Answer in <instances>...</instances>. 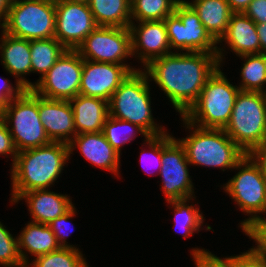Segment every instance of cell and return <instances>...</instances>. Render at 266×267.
<instances>
[{
  "label": "cell",
  "mask_w": 266,
  "mask_h": 267,
  "mask_svg": "<svg viewBox=\"0 0 266 267\" xmlns=\"http://www.w3.org/2000/svg\"><path fill=\"white\" fill-rule=\"evenodd\" d=\"M219 67L217 53L173 52L151 60L141 69L183 116Z\"/></svg>",
  "instance_id": "obj_1"
},
{
  "label": "cell",
  "mask_w": 266,
  "mask_h": 267,
  "mask_svg": "<svg viewBox=\"0 0 266 267\" xmlns=\"http://www.w3.org/2000/svg\"><path fill=\"white\" fill-rule=\"evenodd\" d=\"M70 161L69 146L64 142L19 151L10 169L13 203L22 193L36 189H50L61 177Z\"/></svg>",
  "instance_id": "obj_2"
},
{
  "label": "cell",
  "mask_w": 266,
  "mask_h": 267,
  "mask_svg": "<svg viewBox=\"0 0 266 267\" xmlns=\"http://www.w3.org/2000/svg\"><path fill=\"white\" fill-rule=\"evenodd\" d=\"M180 117L189 135L178 140L185 148L190 165L218 168L223 172L227 169L233 171L246 156L223 129L201 128Z\"/></svg>",
  "instance_id": "obj_3"
},
{
  "label": "cell",
  "mask_w": 266,
  "mask_h": 267,
  "mask_svg": "<svg viewBox=\"0 0 266 267\" xmlns=\"http://www.w3.org/2000/svg\"><path fill=\"white\" fill-rule=\"evenodd\" d=\"M234 169L237 173L221 188L248 216L239 224L241 232L247 236L266 219L263 215H266V179L248 154Z\"/></svg>",
  "instance_id": "obj_4"
},
{
  "label": "cell",
  "mask_w": 266,
  "mask_h": 267,
  "mask_svg": "<svg viewBox=\"0 0 266 267\" xmlns=\"http://www.w3.org/2000/svg\"><path fill=\"white\" fill-rule=\"evenodd\" d=\"M147 74L141 70L131 72L108 102L109 116L138 125L149 136L167 132L153 118L151 88Z\"/></svg>",
  "instance_id": "obj_5"
},
{
  "label": "cell",
  "mask_w": 266,
  "mask_h": 267,
  "mask_svg": "<svg viewBox=\"0 0 266 267\" xmlns=\"http://www.w3.org/2000/svg\"><path fill=\"white\" fill-rule=\"evenodd\" d=\"M220 68L207 80L197 101L183 115L195 126L224 129L230 120L240 89Z\"/></svg>",
  "instance_id": "obj_6"
},
{
  "label": "cell",
  "mask_w": 266,
  "mask_h": 267,
  "mask_svg": "<svg viewBox=\"0 0 266 267\" xmlns=\"http://www.w3.org/2000/svg\"><path fill=\"white\" fill-rule=\"evenodd\" d=\"M246 154L266 140V93L240 90L223 129Z\"/></svg>",
  "instance_id": "obj_7"
},
{
  "label": "cell",
  "mask_w": 266,
  "mask_h": 267,
  "mask_svg": "<svg viewBox=\"0 0 266 267\" xmlns=\"http://www.w3.org/2000/svg\"><path fill=\"white\" fill-rule=\"evenodd\" d=\"M55 0H12L1 29L26 40L55 36Z\"/></svg>",
  "instance_id": "obj_8"
},
{
  "label": "cell",
  "mask_w": 266,
  "mask_h": 267,
  "mask_svg": "<svg viewBox=\"0 0 266 267\" xmlns=\"http://www.w3.org/2000/svg\"><path fill=\"white\" fill-rule=\"evenodd\" d=\"M3 120L17 152L52 142L40 120L38 95L31 89H26L3 109Z\"/></svg>",
  "instance_id": "obj_9"
},
{
  "label": "cell",
  "mask_w": 266,
  "mask_h": 267,
  "mask_svg": "<svg viewBox=\"0 0 266 267\" xmlns=\"http://www.w3.org/2000/svg\"><path fill=\"white\" fill-rule=\"evenodd\" d=\"M171 52L217 53L218 42L203 26L195 10L181 0L164 19ZM177 50V51H176Z\"/></svg>",
  "instance_id": "obj_10"
},
{
  "label": "cell",
  "mask_w": 266,
  "mask_h": 267,
  "mask_svg": "<svg viewBox=\"0 0 266 267\" xmlns=\"http://www.w3.org/2000/svg\"><path fill=\"white\" fill-rule=\"evenodd\" d=\"M169 131L161 134V190L165 201L196 196L184 146Z\"/></svg>",
  "instance_id": "obj_11"
},
{
  "label": "cell",
  "mask_w": 266,
  "mask_h": 267,
  "mask_svg": "<svg viewBox=\"0 0 266 267\" xmlns=\"http://www.w3.org/2000/svg\"><path fill=\"white\" fill-rule=\"evenodd\" d=\"M82 70L80 54L67 49L41 79L33 82L31 90L47 99L69 101L79 94Z\"/></svg>",
  "instance_id": "obj_12"
},
{
  "label": "cell",
  "mask_w": 266,
  "mask_h": 267,
  "mask_svg": "<svg viewBox=\"0 0 266 267\" xmlns=\"http://www.w3.org/2000/svg\"><path fill=\"white\" fill-rule=\"evenodd\" d=\"M76 51L82 59L130 65L127 61L132 58L130 29L129 27L98 26L87 35Z\"/></svg>",
  "instance_id": "obj_13"
},
{
  "label": "cell",
  "mask_w": 266,
  "mask_h": 267,
  "mask_svg": "<svg viewBox=\"0 0 266 267\" xmlns=\"http://www.w3.org/2000/svg\"><path fill=\"white\" fill-rule=\"evenodd\" d=\"M55 38L69 50H76L98 25L88 3L55 0Z\"/></svg>",
  "instance_id": "obj_14"
},
{
  "label": "cell",
  "mask_w": 266,
  "mask_h": 267,
  "mask_svg": "<svg viewBox=\"0 0 266 267\" xmlns=\"http://www.w3.org/2000/svg\"><path fill=\"white\" fill-rule=\"evenodd\" d=\"M140 68L131 65L94 62L83 59L79 94L109 102L111 96L131 72Z\"/></svg>",
  "instance_id": "obj_15"
},
{
  "label": "cell",
  "mask_w": 266,
  "mask_h": 267,
  "mask_svg": "<svg viewBox=\"0 0 266 267\" xmlns=\"http://www.w3.org/2000/svg\"><path fill=\"white\" fill-rule=\"evenodd\" d=\"M136 23L131 22L129 26L131 53L133 58L141 61V67L153 59L172 53L164 20Z\"/></svg>",
  "instance_id": "obj_16"
},
{
  "label": "cell",
  "mask_w": 266,
  "mask_h": 267,
  "mask_svg": "<svg viewBox=\"0 0 266 267\" xmlns=\"http://www.w3.org/2000/svg\"><path fill=\"white\" fill-rule=\"evenodd\" d=\"M222 42H225L224 45ZM222 43V44H220ZM217 57L220 66L225 59V45L236 56L260 54V40L256 31V23L243 12L233 13L230 17L226 33L218 41ZM224 51V52H223Z\"/></svg>",
  "instance_id": "obj_17"
},
{
  "label": "cell",
  "mask_w": 266,
  "mask_h": 267,
  "mask_svg": "<svg viewBox=\"0 0 266 267\" xmlns=\"http://www.w3.org/2000/svg\"><path fill=\"white\" fill-rule=\"evenodd\" d=\"M68 146L69 157L77 148L90 165L120 177L121 155L109 144L103 132L77 134Z\"/></svg>",
  "instance_id": "obj_18"
},
{
  "label": "cell",
  "mask_w": 266,
  "mask_h": 267,
  "mask_svg": "<svg viewBox=\"0 0 266 267\" xmlns=\"http://www.w3.org/2000/svg\"><path fill=\"white\" fill-rule=\"evenodd\" d=\"M38 112L46 134L52 142L68 144L76 136L69 101L47 99L38 95Z\"/></svg>",
  "instance_id": "obj_19"
},
{
  "label": "cell",
  "mask_w": 266,
  "mask_h": 267,
  "mask_svg": "<svg viewBox=\"0 0 266 267\" xmlns=\"http://www.w3.org/2000/svg\"><path fill=\"white\" fill-rule=\"evenodd\" d=\"M0 35V60L4 70L15 77V83L31 89L33 82L26 77L31 73L30 40L11 36L2 29Z\"/></svg>",
  "instance_id": "obj_20"
},
{
  "label": "cell",
  "mask_w": 266,
  "mask_h": 267,
  "mask_svg": "<svg viewBox=\"0 0 266 267\" xmlns=\"http://www.w3.org/2000/svg\"><path fill=\"white\" fill-rule=\"evenodd\" d=\"M25 200L31 216V222L48 224L66 213L73 205L68 194H61L50 189H36L22 193L13 203Z\"/></svg>",
  "instance_id": "obj_21"
},
{
  "label": "cell",
  "mask_w": 266,
  "mask_h": 267,
  "mask_svg": "<svg viewBox=\"0 0 266 267\" xmlns=\"http://www.w3.org/2000/svg\"><path fill=\"white\" fill-rule=\"evenodd\" d=\"M72 107L76 135L99 133L109 115L108 101L78 94L69 100Z\"/></svg>",
  "instance_id": "obj_22"
},
{
  "label": "cell",
  "mask_w": 266,
  "mask_h": 267,
  "mask_svg": "<svg viewBox=\"0 0 266 267\" xmlns=\"http://www.w3.org/2000/svg\"><path fill=\"white\" fill-rule=\"evenodd\" d=\"M26 224L20 234L17 235L19 252L25 266L30 262L28 254L35 258L61 248L48 224L31 221Z\"/></svg>",
  "instance_id": "obj_23"
},
{
  "label": "cell",
  "mask_w": 266,
  "mask_h": 267,
  "mask_svg": "<svg viewBox=\"0 0 266 267\" xmlns=\"http://www.w3.org/2000/svg\"><path fill=\"white\" fill-rule=\"evenodd\" d=\"M198 14L210 35L218 42L226 33L230 17L234 13L227 0H185Z\"/></svg>",
  "instance_id": "obj_24"
},
{
  "label": "cell",
  "mask_w": 266,
  "mask_h": 267,
  "mask_svg": "<svg viewBox=\"0 0 266 267\" xmlns=\"http://www.w3.org/2000/svg\"><path fill=\"white\" fill-rule=\"evenodd\" d=\"M195 200L196 196L186 199L166 201L170 208H172L173 215H175L173 217V227L182 233L184 239L190 236L192 237V235L199 233L202 229L214 232L210 225H204V220L206 219L199 206H197L198 202L197 204L192 202ZM193 203H195V205ZM202 226L205 227L203 228Z\"/></svg>",
  "instance_id": "obj_25"
},
{
  "label": "cell",
  "mask_w": 266,
  "mask_h": 267,
  "mask_svg": "<svg viewBox=\"0 0 266 267\" xmlns=\"http://www.w3.org/2000/svg\"><path fill=\"white\" fill-rule=\"evenodd\" d=\"M131 0H89L88 5L98 26L129 27Z\"/></svg>",
  "instance_id": "obj_26"
},
{
  "label": "cell",
  "mask_w": 266,
  "mask_h": 267,
  "mask_svg": "<svg viewBox=\"0 0 266 267\" xmlns=\"http://www.w3.org/2000/svg\"><path fill=\"white\" fill-rule=\"evenodd\" d=\"M31 73L41 79L67 50L55 37L30 40Z\"/></svg>",
  "instance_id": "obj_27"
},
{
  "label": "cell",
  "mask_w": 266,
  "mask_h": 267,
  "mask_svg": "<svg viewBox=\"0 0 266 267\" xmlns=\"http://www.w3.org/2000/svg\"><path fill=\"white\" fill-rule=\"evenodd\" d=\"M238 57L245 59L239 74L242 78L237 84L239 89L266 93V55L260 53Z\"/></svg>",
  "instance_id": "obj_28"
},
{
  "label": "cell",
  "mask_w": 266,
  "mask_h": 267,
  "mask_svg": "<svg viewBox=\"0 0 266 267\" xmlns=\"http://www.w3.org/2000/svg\"><path fill=\"white\" fill-rule=\"evenodd\" d=\"M102 132L109 144L120 155H122L121 148L125 144L131 143V141H133L138 134L144 137V139L149 137V135L138 125L116 119L109 115L104 123Z\"/></svg>",
  "instance_id": "obj_29"
},
{
  "label": "cell",
  "mask_w": 266,
  "mask_h": 267,
  "mask_svg": "<svg viewBox=\"0 0 266 267\" xmlns=\"http://www.w3.org/2000/svg\"><path fill=\"white\" fill-rule=\"evenodd\" d=\"M181 0H131V22L159 21L175 11Z\"/></svg>",
  "instance_id": "obj_30"
},
{
  "label": "cell",
  "mask_w": 266,
  "mask_h": 267,
  "mask_svg": "<svg viewBox=\"0 0 266 267\" xmlns=\"http://www.w3.org/2000/svg\"><path fill=\"white\" fill-rule=\"evenodd\" d=\"M85 254L77 248L59 250L35 257L26 267H89Z\"/></svg>",
  "instance_id": "obj_31"
},
{
  "label": "cell",
  "mask_w": 266,
  "mask_h": 267,
  "mask_svg": "<svg viewBox=\"0 0 266 267\" xmlns=\"http://www.w3.org/2000/svg\"><path fill=\"white\" fill-rule=\"evenodd\" d=\"M0 266L2 267H26L19 252L18 237L12 233L0 221Z\"/></svg>",
  "instance_id": "obj_32"
},
{
  "label": "cell",
  "mask_w": 266,
  "mask_h": 267,
  "mask_svg": "<svg viewBox=\"0 0 266 267\" xmlns=\"http://www.w3.org/2000/svg\"><path fill=\"white\" fill-rule=\"evenodd\" d=\"M143 145L146 146V148H149V151H147V152L141 148L140 160H141V165L143 164L142 168L144 167L143 168L144 172L149 174V176L156 175V173H157V175H159V171H160L161 165H162V162H161V135L149 136L147 139L143 140L142 146ZM150 165H151V168L154 165L153 169H154V167H156L158 169V171L155 169L154 171L156 173L155 172L152 173V172H150V170H153V169H150V168L146 169L147 166H150ZM147 170H149V171H147Z\"/></svg>",
  "instance_id": "obj_33"
},
{
  "label": "cell",
  "mask_w": 266,
  "mask_h": 267,
  "mask_svg": "<svg viewBox=\"0 0 266 267\" xmlns=\"http://www.w3.org/2000/svg\"><path fill=\"white\" fill-rule=\"evenodd\" d=\"M76 213H77V209L73 205L66 213H64L63 215L55 218L50 223H48V226L51 228V231L56 236L58 244L61 247H64V248L71 247V248L80 249L76 247L75 245L67 242L68 241L67 238L73 232L72 230H75V227L69 228V226L71 224L70 222H72L70 220L77 215ZM72 225L73 224H71V226Z\"/></svg>",
  "instance_id": "obj_34"
},
{
  "label": "cell",
  "mask_w": 266,
  "mask_h": 267,
  "mask_svg": "<svg viewBox=\"0 0 266 267\" xmlns=\"http://www.w3.org/2000/svg\"><path fill=\"white\" fill-rule=\"evenodd\" d=\"M190 256L195 264V267H235V256L218 257L209 249L192 248Z\"/></svg>",
  "instance_id": "obj_35"
},
{
  "label": "cell",
  "mask_w": 266,
  "mask_h": 267,
  "mask_svg": "<svg viewBox=\"0 0 266 267\" xmlns=\"http://www.w3.org/2000/svg\"><path fill=\"white\" fill-rule=\"evenodd\" d=\"M255 245L235 255V267H266V252L257 243Z\"/></svg>",
  "instance_id": "obj_36"
},
{
  "label": "cell",
  "mask_w": 266,
  "mask_h": 267,
  "mask_svg": "<svg viewBox=\"0 0 266 267\" xmlns=\"http://www.w3.org/2000/svg\"><path fill=\"white\" fill-rule=\"evenodd\" d=\"M14 84L15 86L9 79L0 77V106L3 109L26 90L20 83Z\"/></svg>",
  "instance_id": "obj_37"
},
{
  "label": "cell",
  "mask_w": 266,
  "mask_h": 267,
  "mask_svg": "<svg viewBox=\"0 0 266 267\" xmlns=\"http://www.w3.org/2000/svg\"><path fill=\"white\" fill-rule=\"evenodd\" d=\"M17 151L13 143L12 136L10 134V131L8 130L6 122L2 119L0 121V155L6 156V158L12 157L11 165H13L16 156ZM9 157H8V156Z\"/></svg>",
  "instance_id": "obj_38"
},
{
  "label": "cell",
  "mask_w": 266,
  "mask_h": 267,
  "mask_svg": "<svg viewBox=\"0 0 266 267\" xmlns=\"http://www.w3.org/2000/svg\"><path fill=\"white\" fill-rule=\"evenodd\" d=\"M243 13L255 23H266V0H252Z\"/></svg>",
  "instance_id": "obj_39"
},
{
  "label": "cell",
  "mask_w": 266,
  "mask_h": 267,
  "mask_svg": "<svg viewBox=\"0 0 266 267\" xmlns=\"http://www.w3.org/2000/svg\"><path fill=\"white\" fill-rule=\"evenodd\" d=\"M248 155L257 164L261 174L266 179V140L260 145L255 146Z\"/></svg>",
  "instance_id": "obj_40"
},
{
  "label": "cell",
  "mask_w": 266,
  "mask_h": 267,
  "mask_svg": "<svg viewBox=\"0 0 266 267\" xmlns=\"http://www.w3.org/2000/svg\"><path fill=\"white\" fill-rule=\"evenodd\" d=\"M266 252V225H259L250 235H247Z\"/></svg>",
  "instance_id": "obj_41"
},
{
  "label": "cell",
  "mask_w": 266,
  "mask_h": 267,
  "mask_svg": "<svg viewBox=\"0 0 266 267\" xmlns=\"http://www.w3.org/2000/svg\"><path fill=\"white\" fill-rule=\"evenodd\" d=\"M256 31L260 40V53L266 55V23H256Z\"/></svg>",
  "instance_id": "obj_42"
},
{
  "label": "cell",
  "mask_w": 266,
  "mask_h": 267,
  "mask_svg": "<svg viewBox=\"0 0 266 267\" xmlns=\"http://www.w3.org/2000/svg\"><path fill=\"white\" fill-rule=\"evenodd\" d=\"M252 0H227L234 13L244 12Z\"/></svg>",
  "instance_id": "obj_43"
},
{
  "label": "cell",
  "mask_w": 266,
  "mask_h": 267,
  "mask_svg": "<svg viewBox=\"0 0 266 267\" xmlns=\"http://www.w3.org/2000/svg\"><path fill=\"white\" fill-rule=\"evenodd\" d=\"M12 0H0V23L2 24L7 16L9 7L11 6Z\"/></svg>",
  "instance_id": "obj_44"
},
{
  "label": "cell",
  "mask_w": 266,
  "mask_h": 267,
  "mask_svg": "<svg viewBox=\"0 0 266 267\" xmlns=\"http://www.w3.org/2000/svg\"><path fill=\"white\" fill-rule=\"evenodd\" d=\"M68 2L88 3L89 0H65Z\"/></svg>",
  "instance_id": "obj_45"
},
{
  "label": "cell",
  "mask_w": 266,
  "mask_h": 267,
  "mask_svg": "<svg viewBox=\"0 0 266 267\" xmlns=\"http://www.w3.org/2000/svg\"><path fill=\"white\" fill-rule=\"evenodd\" d=\"M3 119V108L0 106V121Z\"/></svg>",
  "instance_id": "obj_46"
},
{
  "label": "cell",
  "mask_w": 266,
  "mask_h": 267,
  "mask_svg": "<svg viewBox=\"0 0 266 267\" xmlns=\"http://www.w3.org/2000/svg\"><path fill=\"white\" fill-rule=\"evenodd\" d=\"M260 225H266V219H264Z\"/></svg>",
  "instance_id": "obj_47"
}]
</instances>
